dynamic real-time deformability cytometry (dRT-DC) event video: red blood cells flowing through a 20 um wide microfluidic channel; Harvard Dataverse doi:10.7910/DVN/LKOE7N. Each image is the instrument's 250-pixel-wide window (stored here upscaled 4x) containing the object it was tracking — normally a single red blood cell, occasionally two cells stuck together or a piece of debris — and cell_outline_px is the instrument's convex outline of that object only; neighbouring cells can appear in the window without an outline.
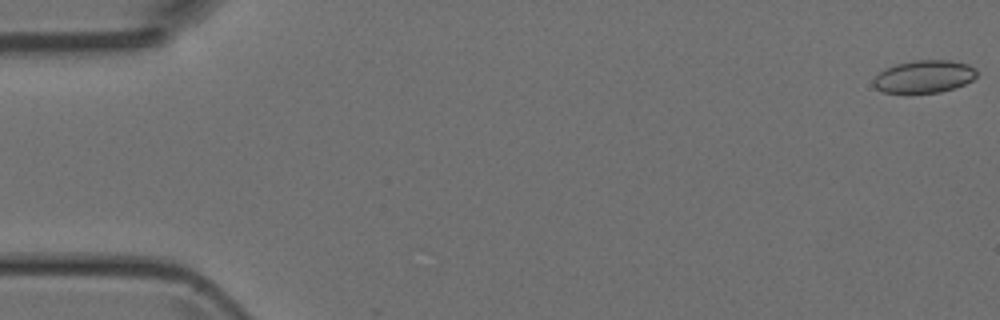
{"species": "Egyptian fruit bat (a non-hibernating species)", "species_latin": "Rousettus aegyptiacus", "temperature_condition": "room temperature", "stored_images_in_passage": 3, "camera_frame_rate_fps": 3000, "um_per_image_px": 0.085, "animal": {"sex": "female"}, "frame": {"image": 1, "passage_image": 1, "time_ms": 0.0, "image_size_px": [1000, 320], "cell_outline_px": [[976, 76], [972, 80], [956, 88], [940, 92], [884, 92], [876, 88], [872, 84], [872, 80], [884, 68], [896, 64], [916, 60], [948, 60], [968, 64], [976, 68]], "centroid_in_image_um": [78.55, 6.5], "position_along_channel_um": 6.4, "area_um2": 19.54}}